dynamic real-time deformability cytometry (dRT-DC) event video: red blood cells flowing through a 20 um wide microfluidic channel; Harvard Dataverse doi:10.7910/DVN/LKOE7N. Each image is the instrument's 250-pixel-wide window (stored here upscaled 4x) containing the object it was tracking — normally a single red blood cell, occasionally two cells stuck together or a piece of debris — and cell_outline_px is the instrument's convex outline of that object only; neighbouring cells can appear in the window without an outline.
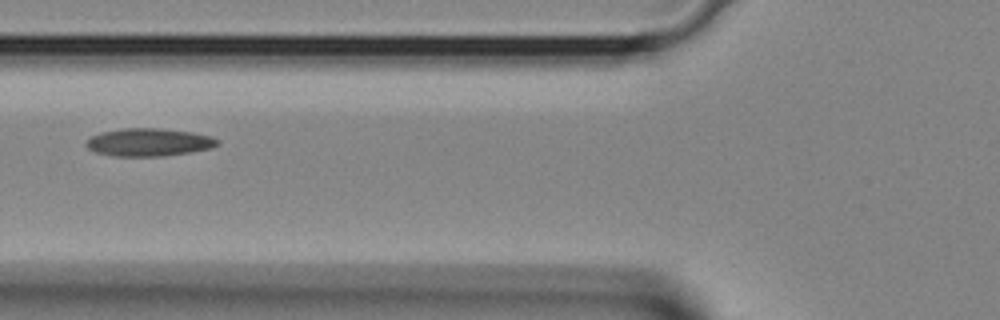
{"species": "Egyptian fruit bat (a non-hibernating species)", "species_latin": "Rousettus aegyptiacus", "temperature_condition": "room temperature", "stored_images_in_passage": 19, "camera_frame_rate_fps": 3000, "um_per_image_px": 0.085, "animal": {"sex": "female"}, "frame": {"image": 1, "passage_image": 11, "time_ms": 3.333, "image_size_px": [1000, 320], "cell_outline_px": [[220, 144], [208, 148], [188, 152], [160, 156], [116, 156], [96, 152], [88, 148], [84, 144], [92, 136], [100, 132], [124, 128], [160, 128], [192, 132], [212, 136], [220, 140]], "centroid_in_image_um": [12.65, 12.08], "position_along_channel_um": 113.1, "area_um2": 21.15}}